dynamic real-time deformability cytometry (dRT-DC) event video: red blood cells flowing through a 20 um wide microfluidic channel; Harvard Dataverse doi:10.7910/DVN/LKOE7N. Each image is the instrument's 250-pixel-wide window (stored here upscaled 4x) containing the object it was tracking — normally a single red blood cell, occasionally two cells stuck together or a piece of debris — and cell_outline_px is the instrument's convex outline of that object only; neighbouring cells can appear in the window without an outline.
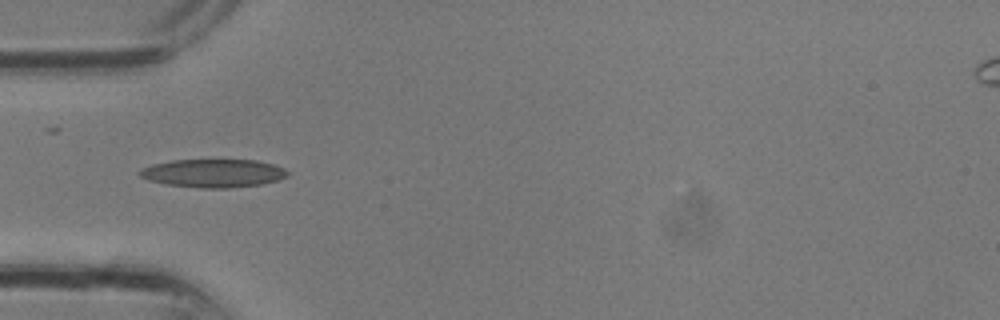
{"species": "common noctule bat (a hibernating species)", "species_latin": "Nyctalus noctula", "temperature_condition": "room temperature", "stored_images_in_passage": 16, "camera_frame_rate_fps": 3000, "um_per_image_px": 0.085, "animal": {"sex": "male", "body_mass_g": 13.3}, "frame": {"image": 1, "passage_image": 1, "time_ms": 0.0, "image_size_px": [1000, 320], "cell_outline_px": [[288, 176], [264, 184], [228, 188], [200, 188], [164, 184], [148, 180], [140, 176], [136, 172], [140, 168], [152, 164], [172, 160], [256, 160], [272, 164], [284, 168], [288, 172]], "centroid_in_image_um": [18.08, 14.72], "position_along_channel_um": 66.9, "area_um2": 24.51}}
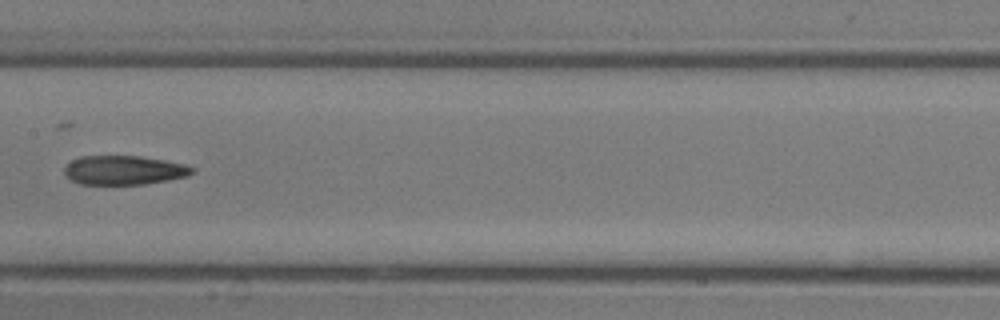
{"frame": {"image": 2, "passage_image": 7, "time_ms": 2.0, "image_size_px": [1000, 320], "cell_outline_px": [[196, 168], [188, 176], [144, 184], [80, 184], [64, 176], [64, 168], [72, 160], [80, 156], [140, 156], [164, 160], [184, 164]], "centroid_in_image_um": [10.52, 14.46], "position_along_channel_um": 196.9, "area_um2": 21.62}}
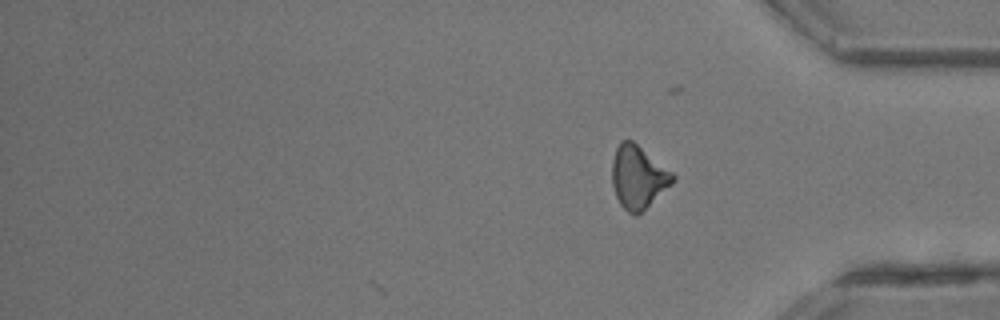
{"frame": {"image": 3, "passage_image": 16, "time_ms": 5.0, "image_size_px": [1000, 320], "cell_outline_px": [[676, 180], [672, 184], [636, 216], [632, 216], [620, 204], [616, 196], [612, 184], [612, 160], [616, 148], [620, 140], [632, 140], [672, 172], [676, 176]], "centroid_in_image_um": [54.23, 15.05], "position_along_channel_um": 381.0, "area_um2": 22.14}}